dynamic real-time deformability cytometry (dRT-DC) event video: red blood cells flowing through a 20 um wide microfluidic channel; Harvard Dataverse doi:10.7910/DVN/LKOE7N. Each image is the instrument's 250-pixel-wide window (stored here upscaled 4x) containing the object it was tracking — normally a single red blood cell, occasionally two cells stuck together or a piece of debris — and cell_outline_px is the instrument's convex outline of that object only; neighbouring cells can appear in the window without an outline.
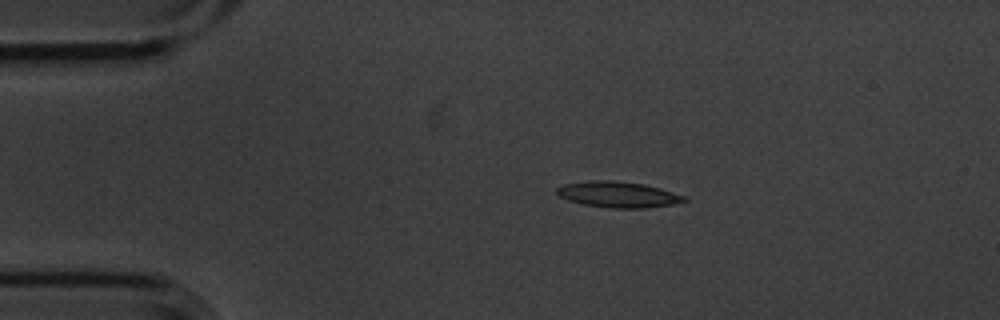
{"species": "common noctule bat (a hibernating species)", "species_latin": "Nyctalus noctula", "temperature_condition": "cold", "stored_images_in_passage": 6, "camera_frame_rate_fps": 3000, "um_per_image_px": 0.085, "animal": {"sex": "male", "body_mass_g": 20.1, "forearm_length_mm": 53.5}, "frame": {"image": 1, "passage_image": 1, "time_ms": 0.0, "image_size_px": [1000, 320], "cell_outline_px": [[688, 200], [672, 204], [644, 208], [612, 208], [580, 204], [568, 200], [560, 196], [556, 192], [556, 188], [564, 184], [588, 180], [612, 180], [644, 184], [660, 188], [684, 196]], "centroid_in_image_um": [52.49, 16.53], "position_along_channel_um": 32.5, "area_um2": 19.19}}
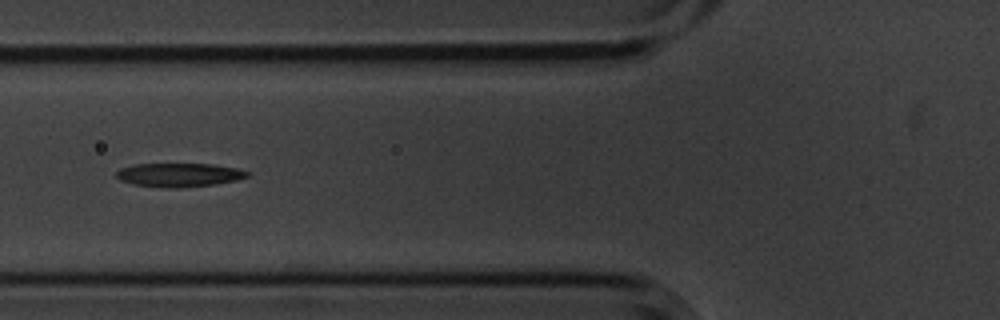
{"frame": {"image": 2, "passage_image": 4, "time_ms": 1.0, "image_size_px": [1000, 320], "cell_outline_px": [[248, 176], [236, 180], [212, 184], [176, 188], [168, 188], [132, 184], [120, 180], [116, 176], [116, 172], [120, 168], [136, 164], [212, 164], [240, 168], [248, 172]], "centroid_in_image_um": [15.2, 14.86], "position_along_channel_um": 110.6, "area_um2": 17.98}}
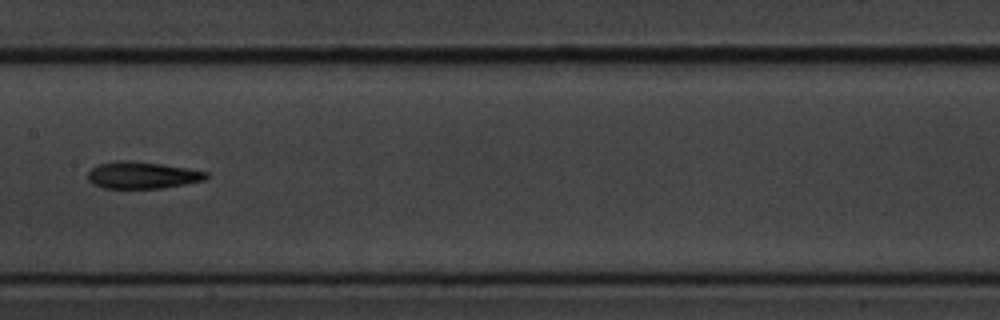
{"frame": {"image": 3, "passage_image": 6, "time_ms": 1.667, "image_size_px": [1000, 320], "cell_outline_px": [[208, 176], [204, 180], [184, 184], [160, 188], [104, 188], [92, 184], [88, 180], [88, 172], [92, 168], [100, 164], [116, 160], [132, 160], [164, 164], [188, 168], [208, 172]], "centroid_in_image_um": [12.08, 14.88], "position_along_channel_um": 195.3, "area_um2": 18.61}}